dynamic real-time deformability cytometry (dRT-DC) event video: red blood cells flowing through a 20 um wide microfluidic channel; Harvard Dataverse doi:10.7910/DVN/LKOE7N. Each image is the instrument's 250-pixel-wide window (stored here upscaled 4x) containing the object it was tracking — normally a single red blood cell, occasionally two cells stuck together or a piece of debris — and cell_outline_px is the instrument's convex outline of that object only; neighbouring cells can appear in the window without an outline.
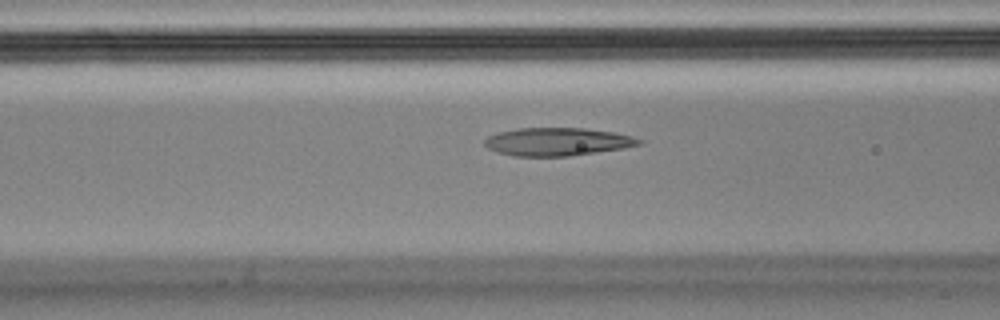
{"species": "Egyptian fruit bat (a non-hibernating species)", "species_latin": "Rousettus aegyptiacus", "temperature_condition": "cold", "stored_images_in_passage": 5, "segment_of_instrument_passage": [2, 2], "camera_frame_rate_fps": 3000, "um_per_image_px": 0.085, "animal": {"sex": "male"}, "frame": {"image": 1, "passage_image": 5, "time_ms": 1.333, "image_size_px": [1000, 320], "cell_outline_px": [[644, 144], [624, 148], [568, 156], [516, 156], [496, 152], [488, 148], [484, 144], [484, 140], [488, 136], [500, 132], [516, 128], [584, 128], [616, 132], [632, 136], [644, 140]], "centroid_in_image_um": [47.41, 12.04], "position_along_channel_um": 119.2, "area_um2": 25.32}}